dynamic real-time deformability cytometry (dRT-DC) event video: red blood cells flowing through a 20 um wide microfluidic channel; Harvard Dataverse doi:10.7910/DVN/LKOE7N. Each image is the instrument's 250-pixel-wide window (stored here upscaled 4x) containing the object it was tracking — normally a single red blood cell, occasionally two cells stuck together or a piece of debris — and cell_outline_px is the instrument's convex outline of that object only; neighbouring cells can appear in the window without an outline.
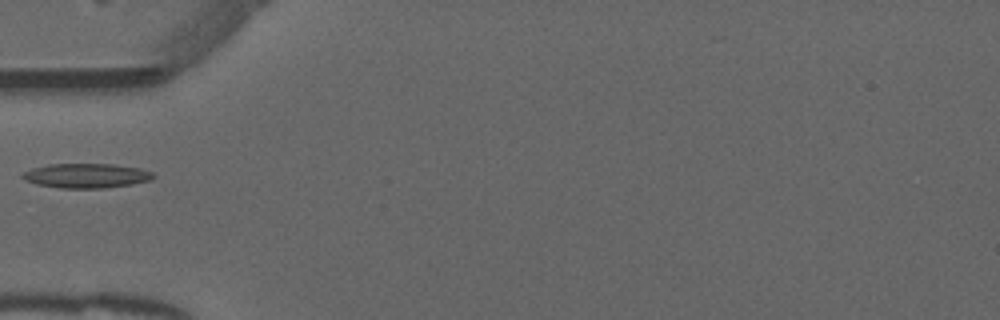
{"species": "common noctule bat (a hibernating species)", "species_latin": "Nyctalus noctula", "temperature_condition": "warm", "stored_images_in_passage": 34, "camera_frame_rate_fps": 3000, "um_per_image_px": 0.085, "animal": {"sex": "male", "forearm_length_mm": 52.5}, "frame": {"image": 1, "passage_image": 1, "time_ms": 0.0, "image_size_px": [1000, 320], "cell_outline_px": [[156, 176], [152, 180], [132, 184], [104, 188], [60, 188], [36, 184], [24, 180], [20, 176], [24, 172], [32, 168], [48, 164], [112, 164], [140, 168], [152, 172]], "centroid_in_image_um": [7.34, 14.93], "position_along_channel_um": 77.7, "area_um2": 18.79}}
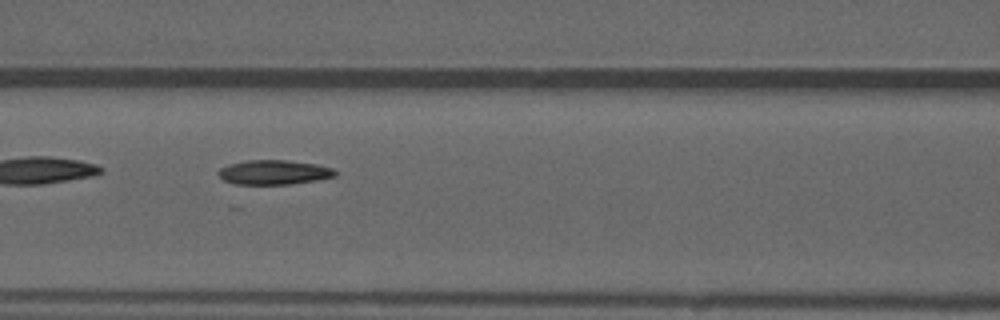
{"frame": {"image": 2, "passage_image": 6, "time_ms": 1.667, "image_size_px": [1000, 320], "cell_outline_px": [[336, 176], [316, 180], [288, 184], [232, 184], [224, 180], [216, 172], [220, 168], [228, 164], [248, 160], [284, 160], [316, 164], [332, 168], [336, 172]], "centroid_in_image_um": [23.24, 14.64], "position_along_channel_um": 143.4, "area_um2": 16.59}}